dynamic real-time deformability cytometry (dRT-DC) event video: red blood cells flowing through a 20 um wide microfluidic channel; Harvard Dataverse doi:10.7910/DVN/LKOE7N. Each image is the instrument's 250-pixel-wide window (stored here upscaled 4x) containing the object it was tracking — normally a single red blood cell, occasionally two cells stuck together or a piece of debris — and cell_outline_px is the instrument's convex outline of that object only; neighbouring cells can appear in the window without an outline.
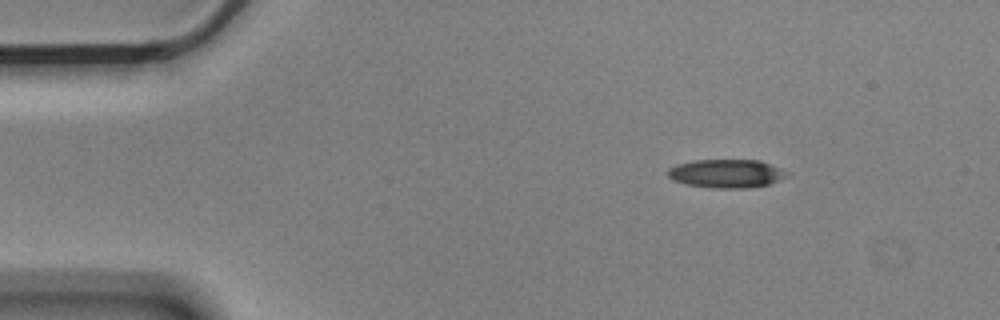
{"species": "Egyptian fruit bat (a non-hibernating species)", "species_latin": "Rousettus aegyptiacus", "temperature_condition": "cold", "stored_images_in_passage": 6, "camera_frame_rate_fps": 3000, "um_per_image_px": 0.085, "animal": {"sex": "male"}, "frame": {"image": 1, "passage_image": 1, "time_ms": 0.0, "image_size_px": [1000, 320], "cell_outline_px": [[792, 172], [788, 176], [768, 184], [748, 188], [708, 188], [684, 184], [672, 180], [668, 176], [668, 168], [676, 164], [696, 160], [760, 160]], "centroid_in_image_um": [61.75, 14.75], "position_along_channel_um": 23.2, "area_um2": 20.06}}
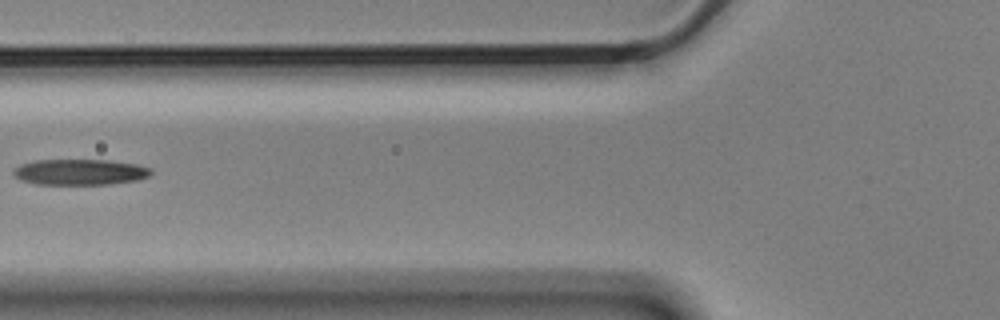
{"frame": {"image": 2, "passage_image": 5, "time_ms": 1.333, "image_size_px": [1000, 320], "cell_outline_px": [[152, 172], [148, 176], [136, 180], [108, 184], [36, 184], [20, 180], [12, 172], [20, 164], [36, 160], [108, 160], [136, 164], [152, 168]], "centroid_in_image_um": [6.79, 14.62], "position_along_channel_um": 119.0, "area_um2": 20.58}}
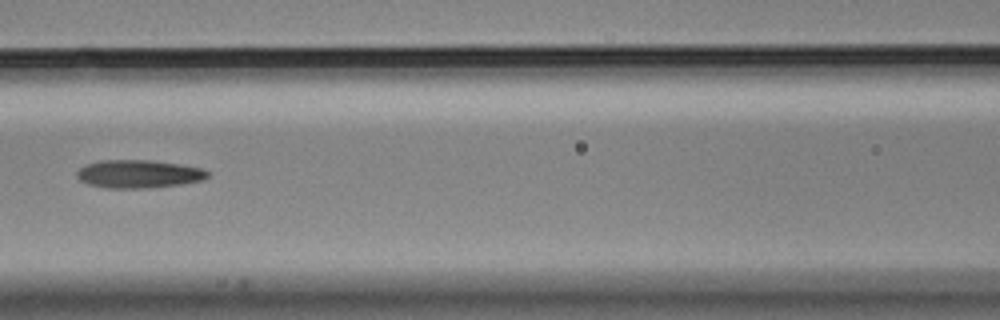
{"frame": {"image": 3, "passage_image": 6, "time_ms": 1.667, "image_size_px": [1000, 320], "cell_outline_px": [[208, 176], [204, 180], [184, 184], [148, 188], [108, 188], [88, 184], [80, 180], [76, 176], [76, 172], [84, 164], [100, 160], [148, 160], [176, 164], [200, 168], [208, 172]], "centroid_in_image_um": [11.75, 14.79], "position_along_channel_um": 154.9, "area_um2": 21.39}}